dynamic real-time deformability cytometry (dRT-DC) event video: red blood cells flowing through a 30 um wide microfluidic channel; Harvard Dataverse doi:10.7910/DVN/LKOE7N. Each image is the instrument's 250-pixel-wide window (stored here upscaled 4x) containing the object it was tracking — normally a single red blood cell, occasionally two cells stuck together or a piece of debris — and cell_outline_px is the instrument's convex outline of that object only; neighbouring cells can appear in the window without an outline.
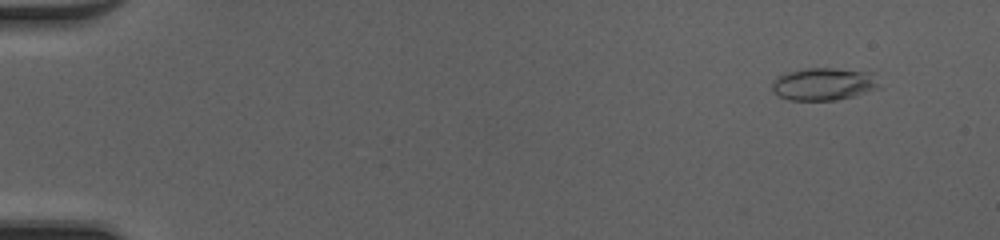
{"species": "common noctule bat (a hibernating species)", "species_latin": "Nyctalus noctula", "temperature_condition": "cold", "stored_images_in_passage": 47, "camera_frame_rate_fps": 3000, "um_per_image_px": 0.085, "animal": {"sex": "female", "body_mass_g": 20.0, "forearm_length_mm": 54.0}, "frame": {"image": 1, "passage_image": 1, "time_ms": 0.0, "image_size_px": [1000, 240], "cell_outline_px": [[884, 88], [856, 96], [836, 100], [788, 100], [772, 92], [772, 84], [784, 72], [804, 68], [832, 68], [872, 72]], "centroid_in_image_um": [70.09, 7.15], "position_along_channel_um": 14.9, "area_um2": 20.75}}
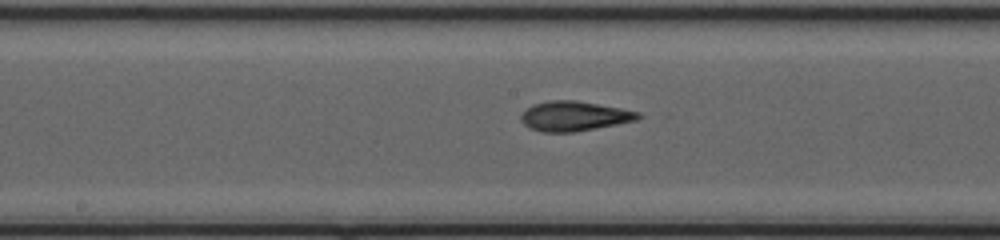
{"frame": {"image": 2, "passage_image": 24, "time_ms": 7.667, "image_size_px": [1000, 240], "cell_outline_px": [[644, 116], [636, 120], [596, 128], [572, 132], [544, 132], [532, 128], [524, 124], [520, 120], [520, 116], [532, 104], [548, 100], [576, 100], [620, 108], [640, 112]], "centroid_in_image_um": [48.81, 9.86], "position_along_channel_um": 199.4, "area_um2": 20.17}}
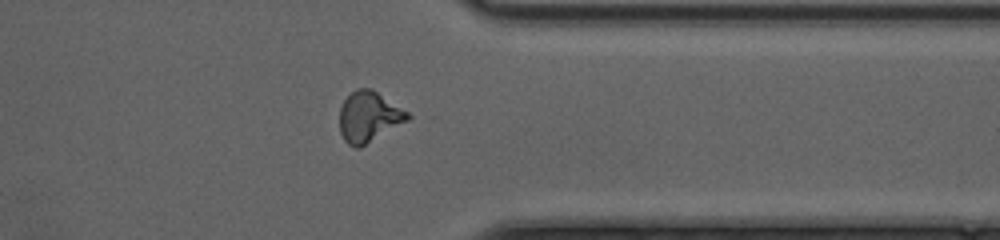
{"frame": {"image": 3, "passage_image": 37, "time_ms": 12.0, "image_size_px": [1000, 240], "cell_outline_px": [[416, 116], [360, 148], [356, 148], [348, 144], [344, 140], [340, 132], [340, 108], [344, 100], [356, 88], [372, 88]], "centroid_in_image_um": [31.4, 9.92], "position_along_channel_um": 380.0, "area_um2": 20.4}, "authors_computed_cell_mechanics": {"area_um2": 19.363, "velocity_mm_per_s": 4.2591, "shape_relaxation_time_tau1_ms": null, "shape_relaxation_time_tau2_ms": 1.4938, "deformation_change_tau1": null, "deformation_change_tau2": 0.093}}